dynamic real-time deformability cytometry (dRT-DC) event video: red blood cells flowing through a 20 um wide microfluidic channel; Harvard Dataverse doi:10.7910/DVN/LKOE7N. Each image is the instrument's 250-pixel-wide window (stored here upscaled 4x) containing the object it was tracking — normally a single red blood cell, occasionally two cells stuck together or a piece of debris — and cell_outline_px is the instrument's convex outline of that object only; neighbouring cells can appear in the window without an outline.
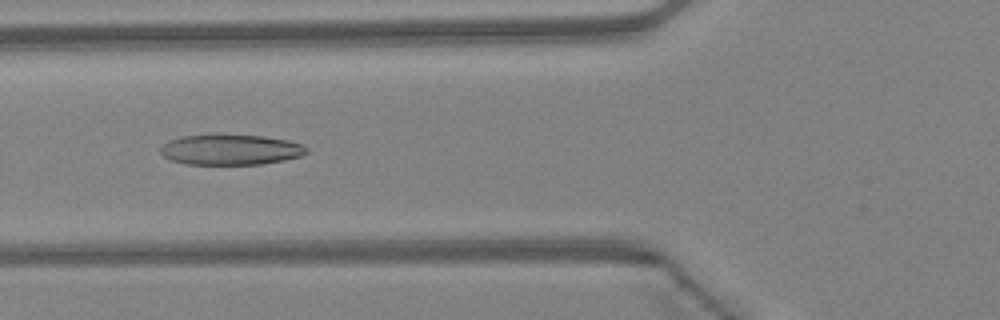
{"species": "Egyptian fruit bat (a non-hibernating species)", "species_latin": "Rousettus aegyptiacus", "temperature_condition": "warm", "stored_images_in_passage": 46, "camera_frame_rate_fps": 3000, "um_per_image_px": 0.085, "animal": {"sex": "female"}, "frame": {"image": 1, "passage_image": 17, "time_ms": 5.333, "image_size_px": [1000, 320], "cell_outline_px": [[308, 152], [300, 156], [284, 160], [260, 164], [184, 164], [172, 160], [164, 156], [160, 152], [160, 148], [168, 140], [180, 136], [264, 136], [288, 140], [304, 144], [308, 148]], "centroid_in_image_um": [19.63, 12.74], "position_along_channel_um": 106.2, "area_um2": 25.55}}
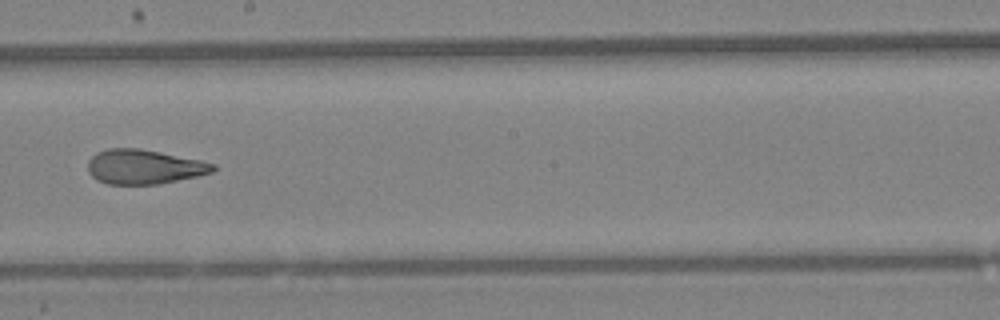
{"frame": {"image": 2, "passage_image": 26, "time_ms": 8.333, "image_size_px": [1000, 320], "cell_outline_px": [[216, 168], [212, 172], [196, 176], [156, 184], [108, 184], [92, 176], [88, 172], [88, 160], [96, 152], [108, 148], [140, 148], [200, 160], [216, 164]], "centroid_in_image_um": [12.22, 14.16], "position_along_channel_um": 236.0, "area_um2": 24.97}}
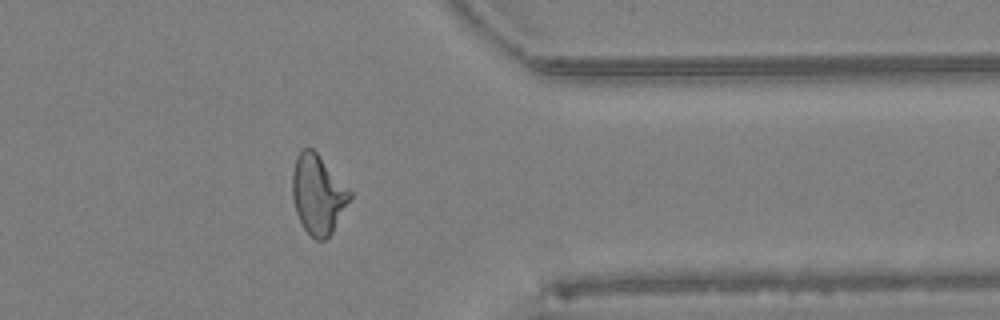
{"frame": {"image": 3, "passage_image": 37, "time_ms": 12.0, "image_size_px": [1000, 320], "cell_outline_px": [[352, 196], [332, 232], [324, 240], [316, 240], [304, 228], [296, 212], [292, 196], [292, 172], [296, 156], [304, 148], [312, 148], [316, 152], [352, 192]], "centroid_in_image_um": [27.01, 16.51], "position_along_channel_um": 384.4, "area_um2": 26.18}, "authors_computed_cell_mechanics": {"area_um2": 26.4724, "velocity_mm_per_s": 4.3373, "shape_relaxation_time_tau1_ms": 7.3095, "shape_relaxation_time_tau2_ms": 1.6852, "deformation_change_tau1": 0.239, "deformation_change_tau2": 0.1084}}